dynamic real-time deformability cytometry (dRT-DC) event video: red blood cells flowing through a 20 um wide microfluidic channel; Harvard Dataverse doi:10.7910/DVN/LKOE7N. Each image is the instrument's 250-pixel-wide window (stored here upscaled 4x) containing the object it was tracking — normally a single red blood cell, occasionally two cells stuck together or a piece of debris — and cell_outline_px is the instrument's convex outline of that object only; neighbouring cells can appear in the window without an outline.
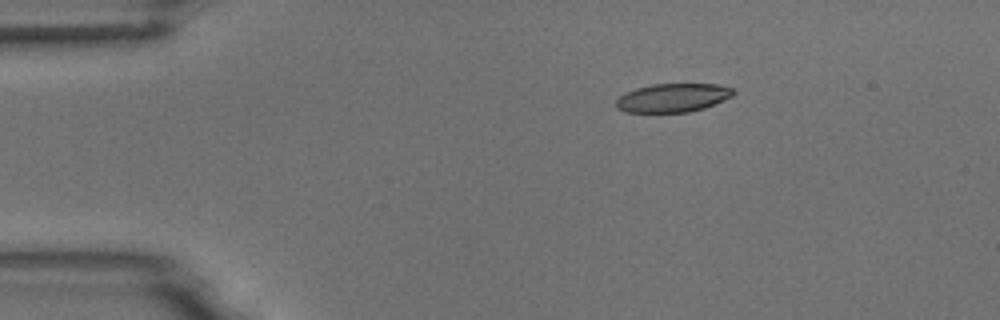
{"species": "common noctule bat (a hibernating species)", "species_latin": "Nyctalus noctula", "temperature_condition": "room temperature", "stored_images_in_passage": 3, "camera_frame_rate_fps": 3000, "um_per_image_px": 0.085, "animal": {"sex": "male", "body_mass_g": 18.8}, "frame": {"image": 1, "passage_image": 1, "time_ms": 0.0, "image_size_px": [1000, 320], "cell_outline_px": [[736, 92], [732, 96], [704, 108], [688, 112], [624, 112], [616, 108], [616, 100], [624, 92], [636, 88], [652, 84], [716, 84], [732, 88]], "centroid_in_image_um": [57.16, 8.31], "position_along_channel_um": 27.8, "area_um2": 19.54}}
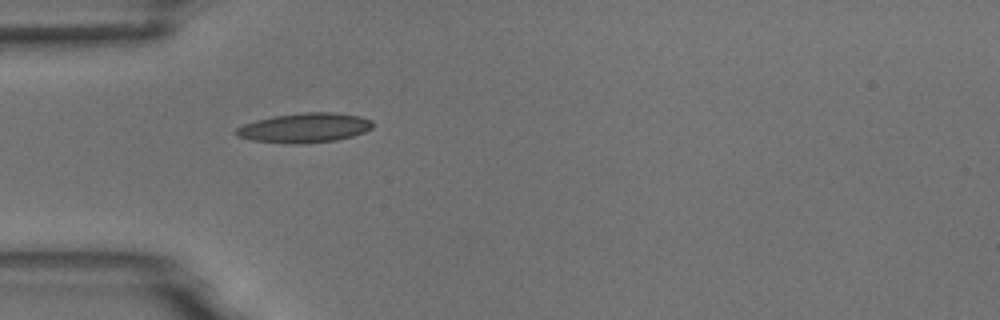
{"frame": {"image": 2, "passage_image": 3, "time_ms": 2.333, "image_size_px": [1000, 320], "cell_outline_px": [[372, 128], [364, 132], [352, 136], [336, 140], [300, 144], [296, 144], [252, 140], [236, 136], [236, 128], [244, 124], [256, 120], [272, 116], [300, 112], [332, 112], [360, 116], [372, 120]], "centroid_in_image_um": [25.89, 10.85], "position_along_channel_um": 59.1, "area_um2": 23.52}}